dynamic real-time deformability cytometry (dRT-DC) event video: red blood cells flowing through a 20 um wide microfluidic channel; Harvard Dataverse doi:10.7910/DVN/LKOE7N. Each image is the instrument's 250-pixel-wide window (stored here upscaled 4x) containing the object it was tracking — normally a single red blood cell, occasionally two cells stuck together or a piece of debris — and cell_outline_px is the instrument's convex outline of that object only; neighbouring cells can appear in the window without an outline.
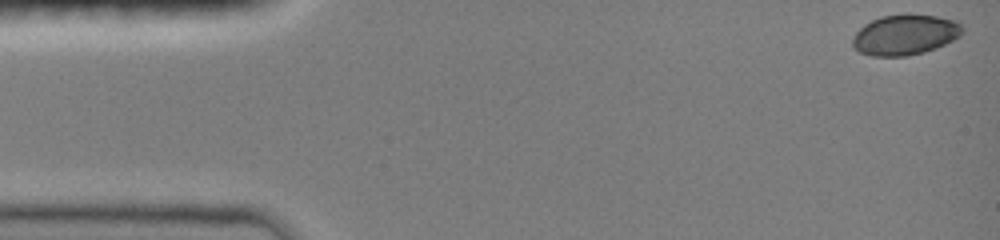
{"species": "common noctule bat (a hibernating species)", "species_latin": "Nyctalus noctula", "temperature_condition": "room temperature", "stored_images_in_passage": 11, "camera_frame_rate_fps": 3000, "um_per_image_px": 0.085, "animal": {"sex": "female", "body_mass_g": 19.0, "forearm_length_mm": 51.5}, "frame": {"image": 1, "passage_image": 1, "time_ms": 0.0, "image_size_px": [1000, 240], "cell_outline_px": [[964, 32], [960, 36], [936, 48], [924, 52], [908, 56], [872, 56], [860, 52], [852, 48], [852, 40], [856, 32], [864, 24], [880, 16], [936, 16], [956, 20], [964, 28]], "centroid_in_image_um": [76.92, 2.99], "position_along_channel_um": 8.1, "area_um2": 25.55}}
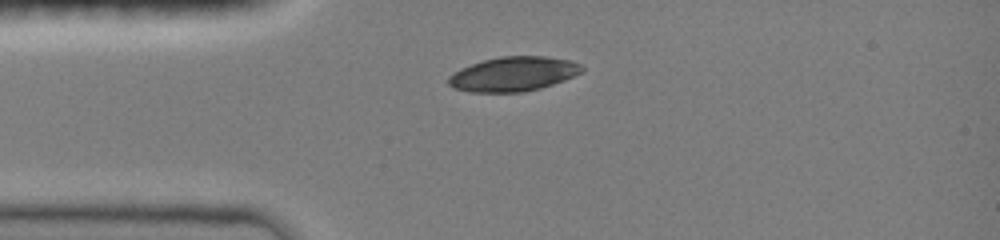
{"frame": {"image": 2, "passage_image": 7, "time_ms": 3.333, "image_size_px": [1000, 240], "cell_outline_px": [[584, 68], [580, 72], [564, 80], [540, 88], [524, 92], [468, 92], [452, 88], [448, 84], [448, 76], [460, 68], [484, 60], [500, 56], [544, 56], [572, 60], [580, 64]], "centroid_in_image_um": [43.6, 6.29], "position_along_channel_um": 41.4, "area_um2": 26.82}}
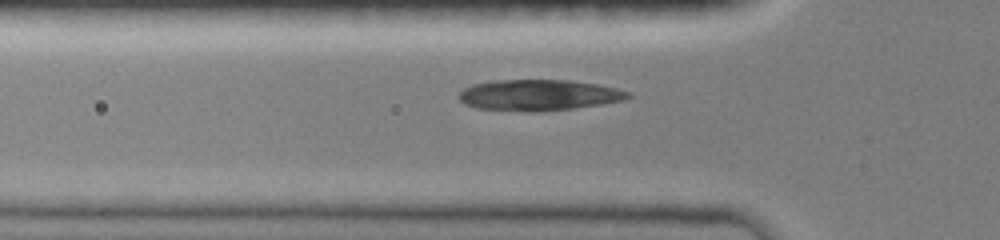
{"frame": {"image": 3, "passage_image": 10, "time_ms": 4.667, "image_size_px": [1000, 240], "cell_outline_px": [[632, 96], [624, 100], [600, 104], [572, 108], [540, 112], [524, 112], [476, 108], [464, 104], [456, 96], [464, 88], [472, 84], [492, 80], [568, 80], [596, 84], [616, 88], [632, 92]], "centroid_in_image_um": [45.75, 8.09], "position_along_channel_um": 80.0, "area_um2": 30.81}}